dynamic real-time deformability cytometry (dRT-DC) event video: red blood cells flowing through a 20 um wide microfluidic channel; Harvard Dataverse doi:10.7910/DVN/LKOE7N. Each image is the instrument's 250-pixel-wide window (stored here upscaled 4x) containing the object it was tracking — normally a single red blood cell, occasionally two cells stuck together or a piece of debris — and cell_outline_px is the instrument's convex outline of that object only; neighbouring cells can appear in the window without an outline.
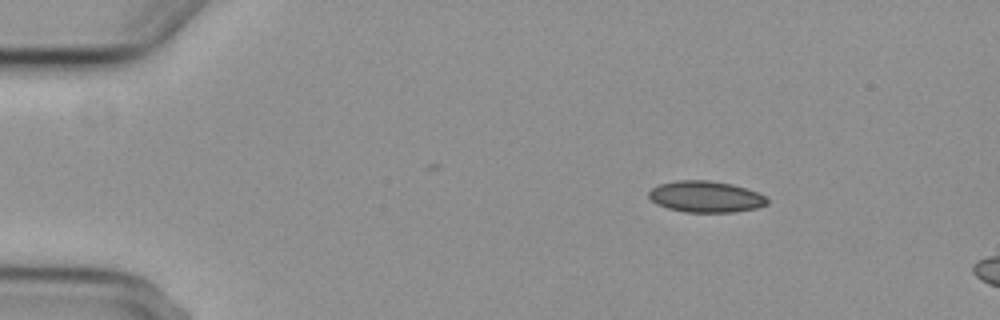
{"species": "common noctule bat (a hibernating species)", "species_latin": "Nyctalus noctula", "temperature_condition": "cold", "stored_images_in_passage": 3, "camera_frame_rate_fps": 3000, "um_per_image_px": 0.085, "animal": {"sex": "female", "body_mass_g": 29.2, "forearm_length_mm": 56.3}, "frame": {"image": 1, "passage_image": 1, "time_ms": 0.0, "image_size_px": [1000, 320], "cell_outline_px": [[768, 204], [756, 208], [732, 212], [684, 212], [668, 208], [656, 204], [648, 196], [648, 192], [652, 188], [660, 184], [676, 180], [708, 180], [732, 184], [768, 196]], "centroid_in_image_um": [59.98, 16.72], "position_along_channel_um": 25.0, "area_um2": 21.62}}